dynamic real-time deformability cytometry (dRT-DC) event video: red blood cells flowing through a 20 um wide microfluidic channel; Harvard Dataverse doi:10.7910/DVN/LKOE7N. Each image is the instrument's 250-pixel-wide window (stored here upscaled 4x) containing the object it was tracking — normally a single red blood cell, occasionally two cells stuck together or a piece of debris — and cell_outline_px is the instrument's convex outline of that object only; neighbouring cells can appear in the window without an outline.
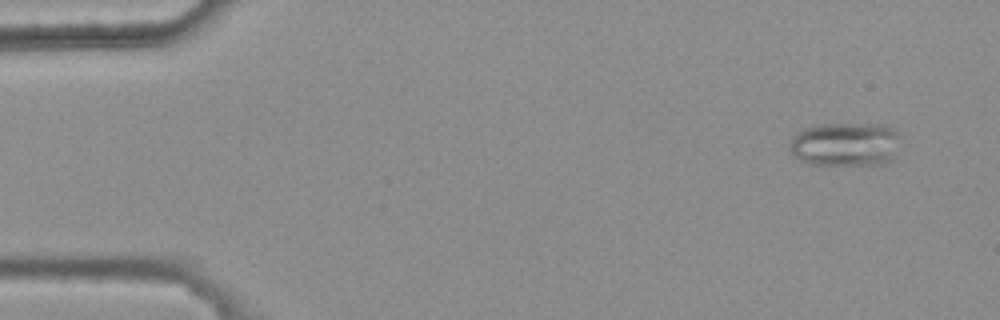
{"species": "common noctule bat (a hibernating species)", "species_latin": "Nyctalus noctula", "temperature_condition": "warm", "stored_images_in_passage": 5, "camera_frame_rate_fps": 3000, "um_per_image_px": 0.085, "animal": {"sex": "female", "body_mass_g": 25.1}, "frame": {"image": 1, "passage_image": 1, "time_ms": 0.0, "image_size_px": [1000, 320], "cell_outline_px": [[900, 132], [892, 160], [888, 164], [808, 164], [800, 160], [792, 152], [788, 144], [804, 128], [816, 124], [884, 124]], "centroid_in_image_um": [71.88, 12.25], "position_along_channel_um": 13.1, "area_um2": 28.21}}